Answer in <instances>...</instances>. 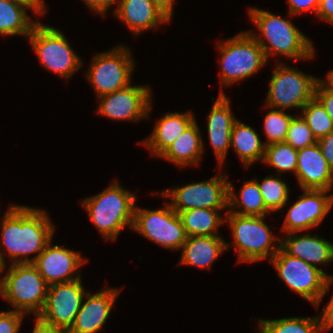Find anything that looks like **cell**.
I'll list each match as a JSON object with an SVG mask.
<instances>
[{
  "mask_svg": "<svg viewBox=\"0 0 333 333\" xmlns=\"http://www.w3.org/2000/svg\"><path fill=\"white\" fill-rule=\"evenodd\" d=\"M0 222V247L7 251L12 264L34 263L55 231L47 212L24 205L11 204ZM4 250L0 249V256L6 265ZM34 253L33 258H28Z\"/></svg>",
  "mask_w": 333,
  "mask_h": 333,
  "instance_id": "1",
  "label": "cell"
},
{
  "mask_svg": "<svg viewBox=\"0 0 333 333\" xmlns=\"http://www.w3.org/2000/svg\"><path fill=\"white\" fill-rule=\"evenodd\" d=\"M248 10L253 25L258 27L261 33L258 36L253 31L249 32L264 50L267 60L272 54L284 55L287 59L295 60L315 57V47L310 38L290 20L256 7Z\"/></svg>",
  "mask_w": 333,
  "mask_h": 333,
  "instance_id": "2",
  "label": "cell"
},
{
  "mask_svg": "<svg viewBox=\"0 0 333 333\" xmlns=\"http://www.w3.org/2000/svg\"><path fill=\"white\" fill-rule=\"evenodd\" d=\"M136 198L115 179L100 194L81 202L103 238L115 241L124 227L132 229Z\"/></svg>",
  "mask_w": 333,
  "mask_h": 333,
  "instance_id": "3",
  "label": "cell"
},
{
  "mask_svg": "<svg viewBox=\"0 0 333 333\" xmlns=\"http://www.w3.org/2000/svg\"><path fill=\"white\" fill-rule=\"evenodd\" d=\"M49 285L33 263L11 264L0 278V296L12 305L15 311L35 317L42 311Z\"/></svg>",
  "mask_w": 333,
  "mask_h": 333,
  "instance_id": "4",
  "label": "cell"
},
{
  "mask_svg": "<svg viewBox=\"0 0 333 333\" xmlns=\"http://www.w3.org/2000/svg\"><path fill=\"white\" fill-rule=\"evenodd\" d=\"M220 51L221 86H230L256 74L268 62L264 50L249 32L217 43Z\"/></svg>",
  "mask_w": 333,
  "mask_h": 333,
  "instance_id": "5",
  "label": "cell"
},
{
  "mask_svg": "<svg viewBox=\"0 0 333 333\" xmlns=\"http://www.w3.org/2000/svg\"><path fill=\"white\" fill-rule=\"evenodd\" d=\"M226 212L225 222H228L233 233L232 245L238 251V262L253 263L275 256L280 249V240L272 235L264 222L266 216H241ZM275 240L277 243L274 244Z\"/></svg>",
  "mask_w": 333,
  "mask_h": 333,
  "instance_id": "6",
  "label": "cell"
},
{
  "mask_svg": "<svg viewBox=\"0 0 333 333\" xmlns=\"http://www.w3.org/2000/svg\"><path fill=\"white\" fill-rule=\"evenodd\" d=\"M270 261L289 289L318 308L333 282L332 275L288 255L281 247Z\"/></svg>",
  "mask_w": 333,
  "mask_h": 333,
  "instance_id": "7",
  "label": "cell"
},
{
  "mask_svg": "<svg viewBox=\"0 0 333 333\" xmlns=\"http://www.w3.org/2000/svg\"><path fill=\"white\" fill-rule=\"evenodd\" d=\"M27 38L48 71L68 79L83 66L82 60L59 29L38 21Z\"/></svg>",
  "mask_w": 333,
  "mask_h": 333,
  "instance_id": "8",
  "label": "cell"
},
{
  "mask_svg": "<svg viewBox=\"0 0 333 333\" xmlns=\"http://www.w3.org/2000/svg\"><path fill=\"white\" fill-rule=\"evenodd\" d=\"M270 79L266 108L289 110L302 109L315 97L320 78L303 73L282 62L276 63Z\"/></svg>",
  "mask_w": 333,
  "mask_h": 333,
  "instance_id": "9",
  "label": "cell"
},
{
  "mask_svg": "<svg viewBox=\"0 0 333 333\" xmlns=\"http://www.w3.org/2000/svg\"><path fill=\"white\" fill-rule=\"evenodd\" d=\"M94 55L86 75L97 98L131 84L135 62L128 47L117 45Z\"/></svg>",
  "mask_w": 333,
  "mask_h": 333,
  "instance_id": "10",
  "label": "cell"
},
{
  "mask_svg": "<svg viewBox=\"0 0 333 333\" xmlns=\"http://www.w3.org/2000/svg\"><path fill=\"white\" fill-rule=\"evenodd\" d=\"M164 205L157 210L135 206L132 229L160 246L180 250L187 239L182 221L168 202Z\"/></svg>",
  "mask_w": 333,
  "mask_h": 333,
  "instance_id": "11",
  "label": "cell"
},
{
  "mask_svg": "<svg viewBox=\"0 0 333 333\" xmlns=\"http://www.w3.org/2000/svg\"><path fill=\"white\" fill-rule=\"evenodd\" d=\"M225 174L210 180L163 190L157 195L168 197L171 208L180 211L195 208L224 210L228 208V182Z\"/></svg>",
  "mask_w": 333,
  "mask_h": 333,
  "instance_id": "12",
  "label": "cell"
},
{
  "mask_svg": "<svg viewBox=\"0 0 333 333\" xmlns=\"http://www.w3.org/2000/svg\"><path fill=\"white\" fill-rule=\"evenodd\" d=\"M81 279L50 285L46 302L37 318L56 328L69 330L84 301L86 290Z\"/></svg>",
  "mask_w": 333,
  "mask_h": 333,
  "instance_id": "13",
  "label": "cell"
},
{
  "mask_svg": "<svg viewBox=\"0 0 333 333\" xmlns=\"http://www.w3.org/2000/svg\"><path fill=\"white\" fill-rule=\"evenodd\" d=\"M151 89L146 85H131L98 97L97 113L112 120L140 121L149 118Z\"/></svg>",
  "mask_w": 333,
  "mask_h": 333,
  "instance_id": "14",
  "label": "cell"
},
{
  "mask_svg": "<svg viewBox=\"0 0 333 333\" xmlns=\"http://www.w3.org/2000/svg\"><path fill=\"white\" fill-rule=\"evenodd\" d=\"M299 199L291 205L281 227L286 233L303 232L321 224L333 206L330 191L304 189Z\"/></svg>",
  "mask_w": 333,
  "mask_h": 333,
  "instance_id": "15",
  "label": "cell"
},
{
  "mask_svg": "<svg viewBox=\"0 0 333 333\" xmlns=\"http://www.w3.org/2000/svg\"><path fill=\"white\" fill-rule=\"evenodd\" d=\"M87 260L71 249L58 245L52 246L50 241L33 264L50 286L81 279L79 268Z\"/></svg>",
  "mask_w": 333,
  "mask_h": 333,
  "instance_id": "16",
  "label": "cell"
},
{
  "mask_svg": "<svg viewBox=\"0 0 333 333\" xmlns=\"http://www.w3.org/2000/svg\"><path fill=\"white\" fill-rule=\"evenodd\" d=\"M120 289L104 288L94 294L86 293L68 333H97L106 323Z\"/></svg>",
  "mask_w": 333,
  "mask_h": 333,
  "instance_id": "17",
  "label": "cell"
},
{
  "mask_svg": "<svg viewBox=\"0 0 333 333\" xmlns=\"http://www.w3.org/2000/svg\"><path fill=\"white\" fill-rule=\"evenodd\" d=\"M297 154L295 175L301 189L331 191L333 170L323 157L318 143L299 149Z\"/></svg>",
  "mask_w": 333,
  "mask_h": 333,
  "instance_id": "18",
  "label": "cell"
},
{
  "mask_svg": "<svg viewBox=\"0 0 333 333\" xmlns=\"http://www.w3.org/2000/svg\"><path fill=\"white\" fill-rule=\"evenodd\" d=\"M227 97L221 91L206 118L208 138L220 167L225 162L231 145V130L237 120L233 116L230 108V99Z\"/></svg>",
  "mask_w": 333,
  "mask_h": 333,
  "instance_id": "19",
  "label": "cell"
},
{
  "mask_svg": "<svg viewBox=\"0 0 333 333\" xmlns=\"http://www.w3.org/2000/svg\"><path fill=\"white\" fill-rule=\"evenodd\" d=\"M113 14L128 26L134 35L152 28L170 19L157 8L151 0H118Z\"/></svg>",
  "mask_w": 333,
  "mask_h": 333,
  "instance_id": "20",
  "label": "cell"
},
{
  "mask_svg": "<svg viewBox=\"0 0 333 333\" xmlns=\"http://www.w3.org/2000/svg\"><path fill=\"white\" fill-rule=\"evenodd\" d=\"M298 232L287 233L280 240V247L293 257L304 260L317 267L333 262V244L322 237L311 234L297 235Z\"/></svg>",
  "mask_w": 333,
  "mask_h": 333,
  "instance_id": "21",
  "label": "cell"
},
{
  "mask_svg": "<svg viewBox=\"0 0 333 333\" xmlns=\"http://www.w3.org/2000/svg\"><path fill=\"white\" fill-rule=\"evenodd\" d=\"M195 121L190 111L166 113L157 120L153 132L141 144L151 151L152 156L159 157Z\"/></svg>",
  "mask_w": 333,
  "mask_h": 333,
  "instance_id": "22",
  "label": "cell"
},
{
  "mask_svg": "<svg viewBox=\"0 0 333 333\" xmlns=\"http://www.w3.org/2000/svg\"><path fill=\"white\" fill-rule=\"evenodd\" d=\"M230 245L221 236L187 237L181 247L182 254L179 264L210 269L216 258L230 248Z\"/></svg>",
  "mask_w": 333,
  "mask_h": 333,
  "instance_id": "23",
  "label": "cell"
},
{
  "mask_svg": "<svg viewBox=\"0 0 333 333\" xmlns=\"http://www.w3.org/2000/svg\"><path fill=\"white\" fill-rule=\"evenodd\" d=\"M200 132L195 121L159 157L179 167L198 166L205 146Z\"/></svg>",
  "mask_w": 333,
  "mask_h": 333,
  "instance_id": "24",
  "label": "cell"
},
{
  "mask_svg": "<svg viewBox=\"0 0 333 333\" xmlns=\"http://www.w3.org/2000/svg\"><path fill=\"white\" fill-rule=\"evenodd\" d=\"M265 146L251 126L235 121L231 130L230 147L236 151L244 167L247 168L259 160L263 162Z\"/></svg>",
  "mask_w": 333,
  "mask_h": 333,
  "instance_id": "25",
  "label": "cell"
},
{
  "mask_svg": "<svg viewBox=\"0 0 333 333\" xmlns=\"http://www.w3.org/2000/svg\"><path fill=\"white\" fill-rule=\"evenodd\" d=\"M231 208H238V211ZM228 209V212L241 216H266L271 213L264 204L255 179L246 181L237 194L233 185L228 182Z\"/></svg>",
  "mask_w": 333,
  "mask_h": 333,
  "instance_id": "26",
  "label": "cell"
},
{
  "mask_svg": "<svg viewBox=\"0 0 333 333\" xmlns=\"http://www.w3.org/2000/svg\"><path fill=\"white\" fill-rule=\"evenodd\" d=\"M218 211L221 210L195 208L180 211L178 214L186 236H220L217 231L219 226L225 223V218Z\"/></svg>",
  "mask_w": 333,
  "mask_h": 333,
  "instance_id": "27",
  "label": "cell"
},
{
  "mask_svg": "<svg viewBox=\"0 0 333 333\" xmlns=\"http://www.w3.org/2000/svg\"><path fill=\"white\" fill-rule=\"evenodd\" d=\"M26 9L19 3L0 0V35L28 37L38 21H33Z\"/></svg>",
  "mask_w": 333,
  "mask_h": 333,
  "instance_id": "28",
  "label": "cell"
},
{
  "mask_svg": "<svg viewBox=\"0 0 333 333\" xmlns=\"http://www.w3.org/2000/svg\"><path fill=\"white\" fill-rule=\"evenodd\" d=\"M259 333H319L326 331L320 316L258 319Z\"/></svg>",
  "mask_w": 333,
  "mask_h": 333,
  "instance_id": "29",
  "label": "cell"
},
{
  "mask_svg": "<svg viewBox=\"0 0 333 333\" xmlns=\"http://www.w3.org/2000/svg\"><path fill=\"white\" fill-rule=\"evenodd\" d=\"M298 150L286 142H276L265 146L263 162L276 169L278 175L284 172H293L297 168Z\"/></svg>",
  "mask_w": 333,
  "mask_h": 333,
  "instance_id": "30",
  "label": "cell"
},
{
  "mask_svg": "<svg viewBox=\"0 0 333 333\" xmlns=\"http://www.w3.org/2000/svg\"><path fill=\"white\" fill-rule=\"evenodd\" d=\"M281 175L277 174V177L266 176L259 182L257 179V184L259 186L262 198L266 208L270 212L279 211L289 202V187L280 179Z\"/></svg>",
  "mask_w": 333,
  "mask_h": 333,
  "instance_id": "31",
  "label": "cell"
},
{
  "mask_svg": "<svg viewBox=\"0 0 333 333\" xmlns=\"http://www.w3.org/2000/svg\"><path fill=\"white\" fill-rule=\"evenodd\" d=\"M301 116L316 140L333 131V122L321 102L314 97L301 109Z\"/></svg>",
  "mask_w": 333,
  "mask_h": 333,
  "instance_id": "32",
  "label": "cell"
},
{
  "mask_svg": "<svg viewBox=\"0 0 333 333\" xmlns=\"http://www.w3.org/2000/svg\"><path fill=\"white\" fill-rule=\"evenodd\" d=\"M293 115L286 114L284 110L271 109L265 115L264 119V132L267 136V141L263 142L265 145L284 142L290 121Z\"/></svg>",
  "mask_w": 333,
  "mask_h": 333,
  "instance_id": "33",
  "label": "cell"
},
{
  "mask_svg": "<svg viewBox=\"0 0 333 333\" xmlns=\"http://www.w3.org/2000/svg\"><path fill=\"white\" fill-rule=\"evenodd\" d=\"M284 142L299 150L317 143V140L302 116L297 115L293 116L290 121Z\"/></svg>",
  "mask_w": 333,
  "mask_h": 333,
  "instance_id": "34",
  "label": "cell"
},
{
  "mask_svg": "<svg viewBox=\"0 0 333 333\" xmlns=\"http://www.w3.org/2000/svg\"><path fill=\"white\" fill-rule=\"evenodd\" d=\"M25 313L9 310L0 312V333H18Z\"/></svg>",
  "mask_w": 333,
  "mask_h": 333,
  "instance_id": "35",
  "label": "cell"
},
{
  "mask_svg": "<svg viewBox=\"0 0 333 333\" xmlns=\"http://www.w3.org/2000/svg\"><path fill=\"white\" fill-rule=\"evenodd\" d=\"M315 97L324 106L333 122V91L323 82L322 79L316 86Z\"/></svg>",
  "mask_w": 333,
  "mask_h": 333,
  "instance_id": "36",
  "label": "cell"
},
{
  "mask_svg": "<svg viewBox=\"0 0 333 333\" xmlns=\"http://www.w3.org/2000/svg\"><path fill=\"white\" fill-rule=\"evenodd\" d=\"M289 15L295 16L302 12L311 11L317 14L320 0H288Z\"/></svg>",
  "mask_w": 333,
  "mask_h": 333,
  "instance_id": "37",
  "label": "cell"
},
{
  "mask_svg": "<svg viewBox=\"0 0 333 333\" xmlns=\"http://www.w3.org/2000/svg\"><path fill=\"white\" fill-rule=\"evenodd\" d=\"M317 143L322 151L323 157L326 159L329 166L333 170V131L325 137L317 140Z\"/></svg>",
  "mask_w": 333,
  "mask_h": 333,
  "instance_id": "38",
  "label": "cell"
},
{
  "mask_svg": "<svg viewBox=\"0 0 333 333\" xmlns=\"http://www.w3.org/2000/svg\"><path fill=\"white\" fill-rule=\"evenodd\" d=\"M84 2L89 9H92L97 14L104 16L110 6L114 3H118V0H84Z\"/></svg>",
  "mask_w": 333,
  "mask_h": 333,
  "instance_id": "39",
  "label": "cell"
},
{
  "mask_svg": "<svg viewBox=\"0 0 333 333\" xmlns=\"http://www.w3.org/2000/svg\"><path fill=\"white\" fill-rule=\"evenodd\" d=\"M317 15L323 21L333 25V0H320Z\"/></svg>",
  "mask_w": 333,
  "mask_h": 333,
  "instance_id": "40",
  "label": "cell"
},
{
  "mask_svg": "<svg viewBox=\"0 0 333 333\" xmlns=\"http://www.w3.org/2000/svg\"><path fill=\"white\" fill-rule=\"evenodd\" d=\"M323 308V311L320 312L319 316L323 323L324 329L329 330L333 327V295L330 301Z\"/></svg>",
  "mask_w": 333,
  "mask_h": 333,
  "instance_id": "41",
  "label": "cell"
},
{
  "mask_svg": "<svg viewBox=\"0 0 333 333\" xmlns=\"http://www.w3.org/2000/svg\"><path fill=\"white\" fill-rule=\"evenodd\" d=\"M25 6L27 9L32 10L36 14H43L46 11L44 0H9Z\"/></svg>",
  "mask_w": 333,
  "mask_h": 333,
  "instance_id": "42",
  "label": "cell"
},
{
  "mask_svg": "<svg viewBox=\"0 0 333 333\" xmlns=\"http://www.w3.org/2000/svg\"><path fill=\"white\" fill-rule=\"evenodd\" d=\"M32 333H68V331L47 325L36 317L35 326Z\"/></svg>",
  "mask_w": 333,
  "mask_h": 333,
  "instance_id": "43",
  "label": "cell"
},
{
  "mask_svg": "<svg viewBox=\"0 0 333 333\" xmlns=\"http://www.w3.org/2000/svg\"><path fill=\"white\" fill-rule=\"evenodd\" d=\"M170 20L173 15L174 0H151Z\"/></svg>",
  "mask_w": 333,
  "mask_h": 333,
  "instance_id": "44",
  "label": "cell"
},
{
  "mask_svg": "<svg viewBox=\"0 0 333 333\" xmlns=\"http://www.w3.org/2000/svg\"><path fill=\"white\" fill-rule=\"evenodd\" d=\"M327 80L324 81L323 79V82L333 91V70H330L328 73H327Z\"/></svg>",
  "mask_w": 333,
  "mask_h": 333,
  "instance_id": "45",
  "label": "cell"
},
{
  "mask_svg": "<svg viewBox=\"0 0 333 333\" xmlns=\"http://www.w3.org/2000/svg\"><path fill=\"white\" fill-rule=\"evenodd\" d=\"M6 268V265L3 263L1 256H0V274H2L4 272Z\"/></svg>",
  "mask_w": 333,
  "mask_h": 333,
  "instance_id": "46",
  "label": "cell"
}]
</instances>
